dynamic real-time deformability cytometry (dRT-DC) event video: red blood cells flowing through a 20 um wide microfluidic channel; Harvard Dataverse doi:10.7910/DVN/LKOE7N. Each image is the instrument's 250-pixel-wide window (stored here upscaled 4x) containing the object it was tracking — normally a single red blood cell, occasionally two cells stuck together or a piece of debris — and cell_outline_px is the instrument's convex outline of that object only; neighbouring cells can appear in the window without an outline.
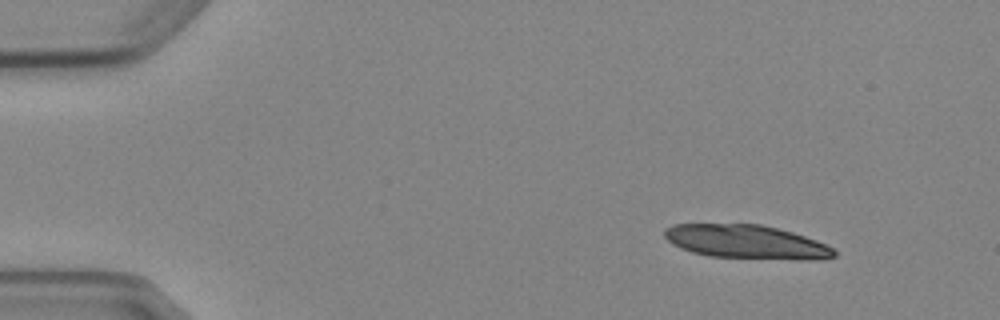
{"species": "Egyptian fruit bat (a non-hibernating species)", "species_latin": "Rousettus aegyptiacus", "temperature_condition": "cold", "stored_images_in_passage": 3, "camera_frame_rate_fps": 3000, "um_per_image_px": 0.085, "animal": {"sex": "female"}, "frame": {"image": 1, "passage_image": 1, "time_ms": 0.0, "image_size_px": [1000, 320], "cell_outline_px": [[836, 256], [816, 260], [796, 260], [708, 256], [692, 252], [680, 248], [668, 240], [664, 236], [664, 228], [672, 224], [760, 224], [792, 232], [816, 240], [832, 248], [836, 252]], "centroid_in_image_um": [63.43, 20.56], "position_along_channel_um": 21.6, "area_um2": 33.41}}